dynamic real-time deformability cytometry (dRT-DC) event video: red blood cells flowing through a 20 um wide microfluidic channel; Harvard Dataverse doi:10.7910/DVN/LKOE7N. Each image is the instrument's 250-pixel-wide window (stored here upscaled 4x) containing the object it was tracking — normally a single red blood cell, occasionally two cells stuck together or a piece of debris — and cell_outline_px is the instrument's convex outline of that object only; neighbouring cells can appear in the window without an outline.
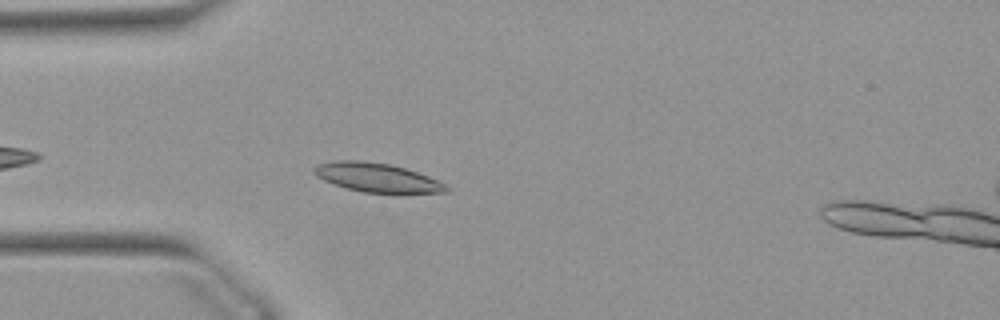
{"species": "Egyptian fruit bat (a non-hibernating species)", "species_latin": "Rousettus aegyptiacus", "temperature_condition": "warm", "stored_images_in_passage": 27, "camera_frame_rate_fps": 3000, "um_per_image_px": 0.085, "animal": {"sex": "female"}, "frame": {"image": 1, "passage_image": 4, "time_ms": 1.0, "image_size_px": [1000, 320], "cell_outline_px": [[452, 188], [448, 192], [400, 196], [364, 192], [344, 188], [324, 180], [316, 176], [312, 172], [312, 168], [316, 164], [336, 160], [360, 160], [388, 164], [404, 168], [428, 176]], "centroid_in_image_um": [32.09, 15.15], "position_along_channel_um": 52.9, "area_um2": 23.29}}
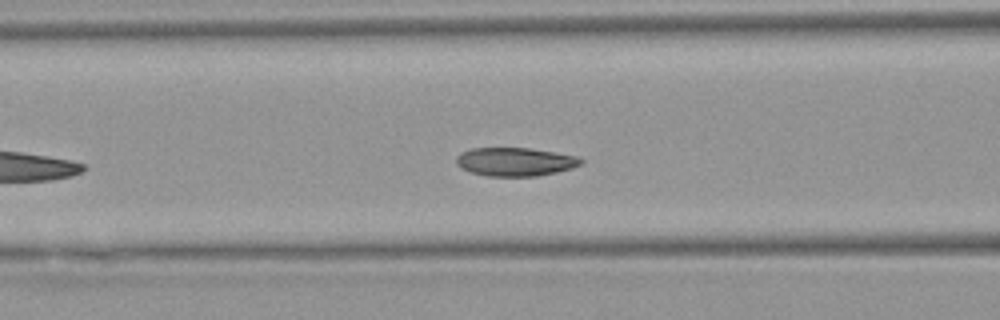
{"frame": {"image": 2, "passage_image": 10, "time_ms": 3.0, "image_size_px": [1000, 320], "cell_outline_px": [[584, 160], [580, 164], [572, 168], [556, 172], [536, 176], [488, 176], [472, 172], [460, 168], [456, 164], [456, 156], [460, 152], [472, 148], [528, 148], [580, 156]], "centroid_in_image_um": [43.78, 13.74], "position_along_channel_um": 122.8, "area_um2": 20.75}}
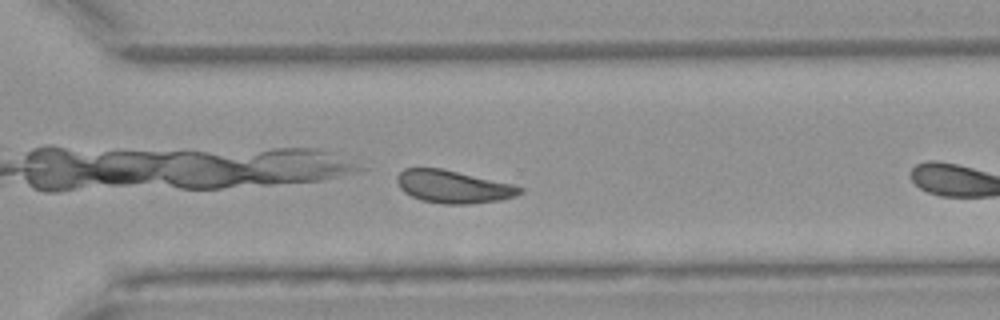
{"frame": {"image": 3, "passage_image": 23, "time_ms": 7.333, "image_size_px": [1000, 320], "cell_outline_px": [[524, 192], [516, 196], [500, 200], [468, 204], [444, 204], [420, 200], [404, 192], [400, 188], [396, 180], [396, 176], [404, 168], [440, 168], [512, 184], [524, 188]], "centroid_in_image_um": [38.52, 15.87], "position_along_channel_um": 332.1, "area_um2": 23.35}}